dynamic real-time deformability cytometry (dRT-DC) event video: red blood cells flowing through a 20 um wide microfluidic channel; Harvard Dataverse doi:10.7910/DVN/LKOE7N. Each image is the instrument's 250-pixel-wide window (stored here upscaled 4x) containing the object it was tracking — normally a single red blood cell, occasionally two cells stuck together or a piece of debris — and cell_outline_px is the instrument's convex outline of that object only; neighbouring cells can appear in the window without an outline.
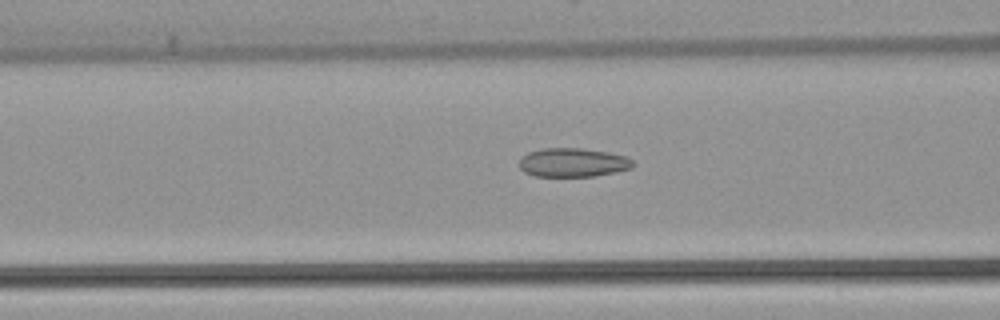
{"species": "common noctule bat (a hibernating species)", "species_latin": "Nyctalus noctula", "temperature_condition": "warm", "stored_images_in_passage": 52, "camera_frame_rate_fps": 3000, "um_per_image_px": 0.085, "animal": {"sex": "female", "body_mass_g": 22.7, "forearm_length_mm": 54.2}, "frame": {"image": 1, "passage_image": 21, "time_ms": 6.667, "image_size_px": [1000, 320], "cell_outline_px": [[636, 164], [632, 168], [616, 172], [596, 176], [536, 176], [524, 172], [520, 168], [520, 156], [528, 152], [544, 148], [580, 148], [608, 152], [628, 156]], "centroid_in_image_um": [48.73, 13.81], "position_along_channel_um": 117.9, "area_um2": 19.31}}
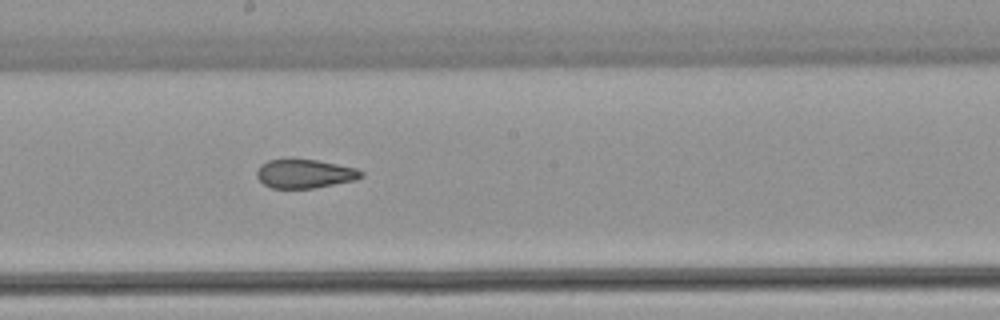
{"frame": {"image": 2, "passage_image": 29, "time_ms": 9.333, "image_size_px": [1000, 320], "cell_outline_px": [[364, 176], [356, 180], [312, 188], [272, 188], [264, 184], [256, 176], [256, 172], [260, 164], [268, 160], [288, 156], [316, 160], [356, 168], [364, 172]], "centroid_in_image_um": [25.86, 14.72], "position_along_channel_um": 222.3, "area_um2": 18.03}}
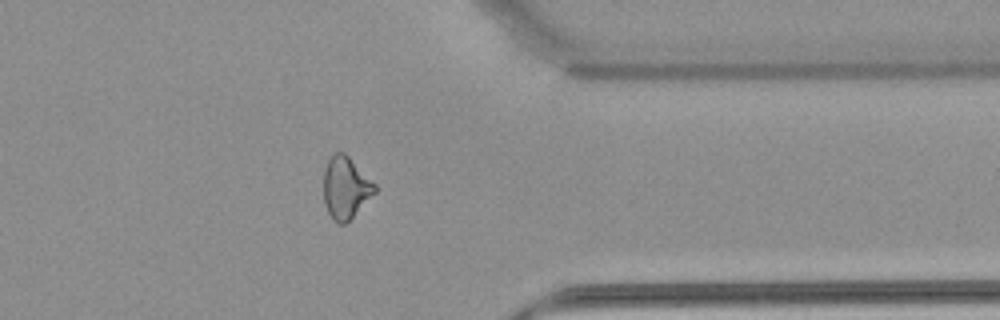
{"frame": {"image": 3, "passage_image": 42, "time_ms": 13.667, "image_size_px": [1000, 320], "cell_outline_px": [[376, 192], [344, 224], [340, 224], [332, 220], [324, 204], [324, 168], [332, 152], [344, 152], [376, 184]], "centroid_in_image_um": [29.36, 15.93], "position_along_channel_um": 382.0, "area_um2": 18.38}, "authors_computed_cell_mechanics": {"area_um2": 20.2878, "velocity_mm_per_s": 3.9174, "shape_relaxation_time_tau1_ms": null, "shape_relaxation_time_tau2_ms": 2.1251, "deformation_change_tau1": null, "deformation_change_tau2": 0.0879}}